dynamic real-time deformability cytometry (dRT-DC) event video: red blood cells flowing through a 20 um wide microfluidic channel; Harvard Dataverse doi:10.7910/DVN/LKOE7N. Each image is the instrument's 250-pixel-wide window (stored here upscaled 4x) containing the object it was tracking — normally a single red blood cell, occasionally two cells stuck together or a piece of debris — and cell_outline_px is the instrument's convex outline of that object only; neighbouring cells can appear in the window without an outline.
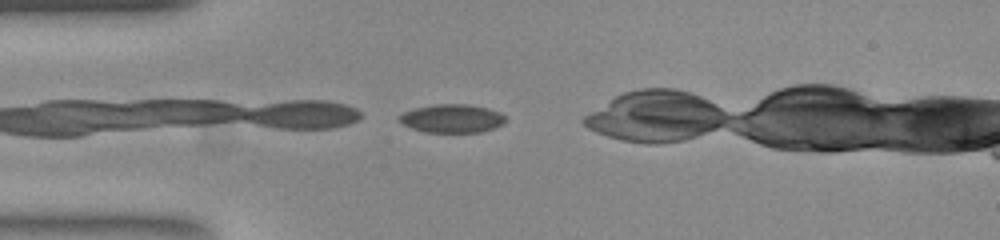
{"species": "common noctule bat (a hibernating species)", "species_latin": "Nyctalus noctula", "temperature_condition": "room temperature", "stored_images_in_passage": 34, "camera_frame_rate_fps": 3000, "um_per_image_px": 0.085, "animal": {"sex": "female", "body_mass_g": 23.0, "forearm_length_mm": 53.4}, "frame": {"image": 1, "passage_image": 1, "time_ms": 0.0, "image_size_px": [1000, 240], "cell_outline_px": [[508, 120], [504, 124], [480, 132], [424, 132], [412, 128], [404, 124], [396, 116], [404, 112], [416, 108], [436, 104], [468, 104], [488, 108], [500, 112]], "centroid_in_image_um": [38.45, 10.07], "position_along_channel_um": 46.6, "area_um2": 17.57}, "authors_computed_cell_mechanics": {"area_um2": 17.918, "velocity_mm_per_s": 3.8721, "shape_relaxation_time_tau1_ms": 6.4853, "shape_relaxation_time_tau2_ms": 3.5975, "deformation_change_tau1": 0.1079, "deformation_change_tau2": 0.0911}}